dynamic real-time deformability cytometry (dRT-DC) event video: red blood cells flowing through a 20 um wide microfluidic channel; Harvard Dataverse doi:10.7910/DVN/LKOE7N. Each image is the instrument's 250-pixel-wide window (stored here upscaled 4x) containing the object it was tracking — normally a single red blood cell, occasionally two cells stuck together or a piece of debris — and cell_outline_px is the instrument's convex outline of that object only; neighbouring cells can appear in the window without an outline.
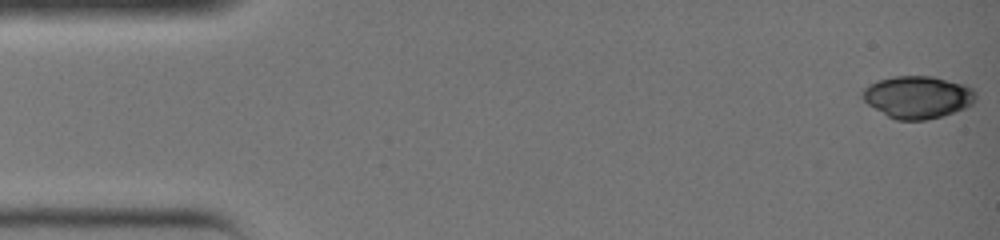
{"species": "common noctule bat (a hibernating species)", "species_latin": "Nyctalus noctula", "temperature_condition": "warm", "stored_images_in_passage": 9, "camera_frame_rate_fps": 3000, "um_per_image_px": 0.085, "animal": {"sex": "female", "body_mass_g": 19.0, "forearm_length_mm": 51.5}, "frame": {"image": 1, "passage_image": 1, "time_ms": 0.0, "image_size_px": [1000, 240], "cell_outline_px": [[976, 100], [972, 104], [964, 108], [940, 116], [924, 120], [896, 120], [888, 116], [868, 104], [860, 96], [860, 92], [864, 88], [876, 80], [892, 76], [932, 76], [964, 84], [972, 88], [976, 92]], "centroid_in_image_um": [77.98, 8.24], "position_along_channel_um": 7.0, "area_um2": 27.98}}